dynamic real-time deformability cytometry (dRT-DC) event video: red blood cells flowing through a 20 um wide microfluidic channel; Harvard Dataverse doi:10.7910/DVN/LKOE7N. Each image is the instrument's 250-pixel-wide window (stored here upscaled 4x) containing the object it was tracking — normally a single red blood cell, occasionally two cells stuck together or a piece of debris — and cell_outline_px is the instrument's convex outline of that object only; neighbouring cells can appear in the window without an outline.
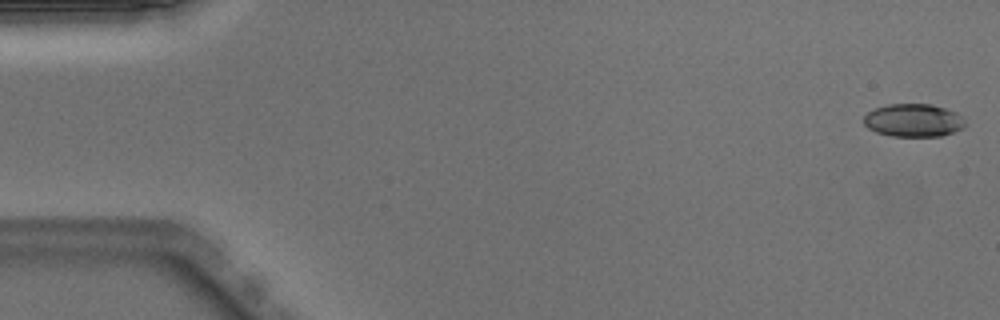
{"species": "Egyptian fruit bat (a non-hibernating species)", "species_latin": "Rousettus aegyptiacus", "temperature_condition": "warm", "stored_images_in_passage": 12, "camera_frame_rate_fps": 3000, "um_per_image_px": 0.085, "animal": {"sex": "male"}, "frame": {"image": 1, "passage_image": 1, "time_ms": 0.0, "image_size_px": [1000, 320], "cell_outline_px": [[964, 128], [940, 136], [892, 136], [876, 132], [868, 128], [864, 124], [864, 116], [868, 112], [876, 108], [888, 104], [932, 104], [956, 112], [964, 116]], "centroid_in_image_um": [77.65, 10.22], "position_along_channel_um": 7.3, "area_um2": 19.48}}